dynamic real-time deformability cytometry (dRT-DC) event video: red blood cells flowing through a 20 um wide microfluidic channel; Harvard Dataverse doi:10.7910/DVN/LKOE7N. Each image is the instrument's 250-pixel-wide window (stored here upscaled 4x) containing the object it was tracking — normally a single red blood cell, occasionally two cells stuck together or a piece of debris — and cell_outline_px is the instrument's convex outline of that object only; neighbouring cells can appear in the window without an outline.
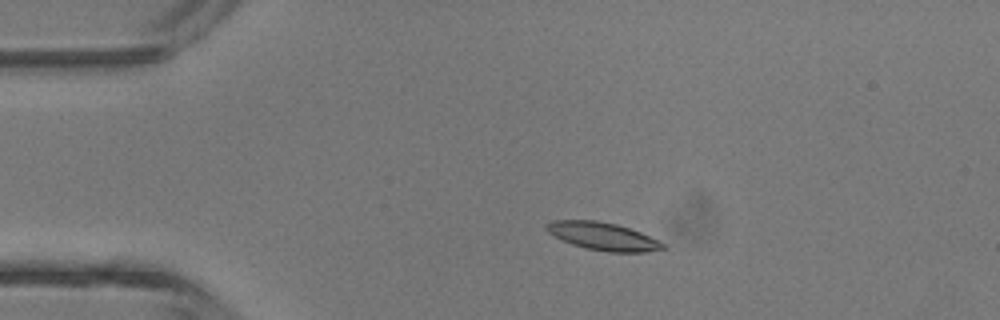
{"species": "common noctule bat (a hibernating species)", "species_latin": "Nyctalus noctula", "temperature_condition": "room temperature", "stored_images_in_passage": 4, "camera_frame_rate_fps": 3000, "um_per_image_px": 0.085, "animal": {"sex": "male", "body_mass_g": 13.3}, "frame": {"image": 1, "passage_image": 3, "time_ms": 2.333, "image_size_px": [1000, 320], "cell_outline_px": [[668, 248], [644, 252], [608, 252], [584, 248], [572, 244], [552, 236], [544, 228], [544, 224], [552, 220], [596, 220], [616, 224], [640, 232], [664, 244]], "centroid_in_image_um": [51.18, 20.08], "position_along_channel_um": 33.8, "area_um2": 18.9}}